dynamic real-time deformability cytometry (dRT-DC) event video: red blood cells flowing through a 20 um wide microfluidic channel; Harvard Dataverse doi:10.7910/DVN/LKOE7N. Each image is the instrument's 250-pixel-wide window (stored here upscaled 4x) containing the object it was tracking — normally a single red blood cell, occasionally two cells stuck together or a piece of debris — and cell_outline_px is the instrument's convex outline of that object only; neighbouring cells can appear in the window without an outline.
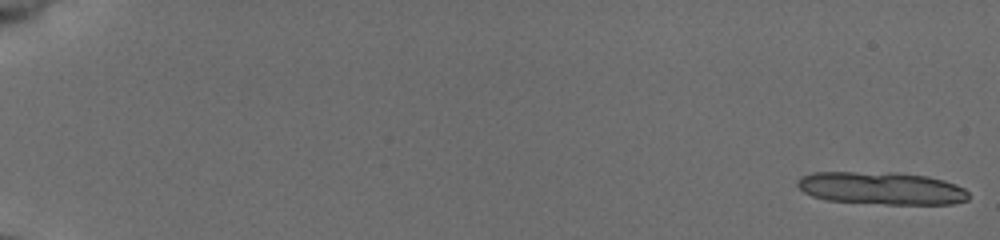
{"species": "common noctule bat (a hibernating species)", "species_latin": "Nyctalus noctula", "temperature_condition": "cold", "stored_images_in_passage": 18, "camera_frame_rate_fps": 3000, "um_per_image_px": 0.085, "animal": {"sex": "female", "body_mass_g": 19.5, "forearm_length_mm": 54.1}, "frame": {"image": 1, "passage_image": 1, "time_ms": 0.0, "image_size_px": [1000, 240], "cell_outline_px": [[968, 200], [952, 204], [884, 204], [828, 200], [812, 196], [804, 192], [796, 184], [796, 180], [800, 176], [812, 172], [896, 172], [928, 176], [944, 180], [956, 184], [964, 188], [968, 192]], "centroid_in_image_um": [74.92, 15.99], "position_along_channel_um": 10.1, "area_um2": 32.83}}